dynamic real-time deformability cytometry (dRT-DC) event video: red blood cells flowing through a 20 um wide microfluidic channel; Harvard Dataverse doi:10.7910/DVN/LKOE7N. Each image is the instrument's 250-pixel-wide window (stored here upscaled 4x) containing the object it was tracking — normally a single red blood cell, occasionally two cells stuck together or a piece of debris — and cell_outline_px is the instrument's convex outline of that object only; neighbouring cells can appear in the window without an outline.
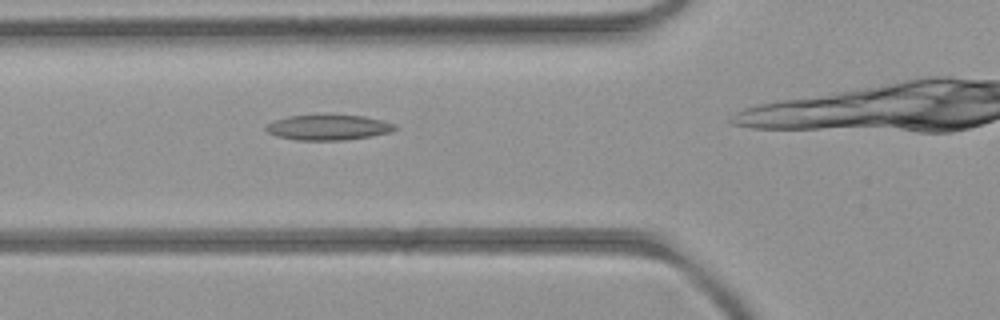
{"species": "common noctule bat (a hibernating species)", "species_latin": "Nyctalus noctula", "temperature_condition": "room temperature", "stored_images_in_passage": 3, "camera_frame_rate_fps": 3000, "um_per_image_px": 0.085, "animal": {"sex": "female", "body_mass_g": 21.9}, "frame": {"image": 1, "passage_image": 3, "time_ms": 3.0, "image_size_px": [1000, 320], "cell_outline_px": [[400, 128], [392, 132], [344, 140], [296, 140], [276, 136], [268, 132], [264, 128], [272, 120], [288, 116], [364, 116], [396, 124]], "centroid_in_image_um": [27.9, 10.84], "position_along_channel_um": 97.9, "area_um2": 18.79}}